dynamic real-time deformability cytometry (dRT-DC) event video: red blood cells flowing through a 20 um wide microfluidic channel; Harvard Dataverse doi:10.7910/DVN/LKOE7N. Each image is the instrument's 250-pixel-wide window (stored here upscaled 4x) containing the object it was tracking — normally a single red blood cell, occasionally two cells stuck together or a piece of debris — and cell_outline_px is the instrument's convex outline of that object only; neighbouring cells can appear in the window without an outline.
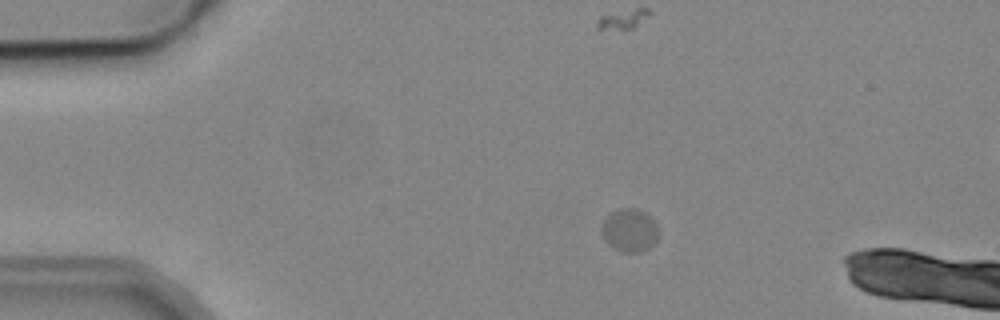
{"species": "common noctule bat (a hibernating species)", "species_latin": "Nyctalus noctula", "temperature_condition": "cold", "stored_images_in_passage": 3, "camera_frame_rate_fps": 3000, "um_per_image_px": 0.085, "animal": {"sex": "male", "body_mass_g": 19.2, "forearm_length_mm": 51.8}, "frame": {"image": 1, "passage_image": 2, "time_ms": 2.333, "image_size_px": [1000, 320], "cell_outline_px": [[656, 240], [648, 248], [640, 252], [624, 252], [608, 244], [600, 232], [604, 220], [612, 212], [620, 208], [636, 208], [648, 212], [656, 224]], "centroid_in_image_um": [53.51, 19.54], "position_along_channel_um": 31.5, "area_um2": 14.1}}